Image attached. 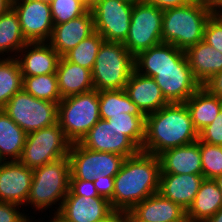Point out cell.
<instances>
[{
    "label": "cell",
    "instance_id": "cell-25",
    "mask_svg": "<svg viewBox=\"0 0 222 222\" xmlns=\"http://www.w3.org/2000/svg\"><path fill=\"white\" fill-rule=\"evenodd\" d=\"M57 80L62 98L85 93L94 88L92 71L61 57L58 63Z\"/></svg>",
    "mask_w": 222,
    "mask_h": 222
},
{
    "label": "cell",
    "instance_id": "cell-28",
    "mask_svg": "<svg viewBox=\"0 0 222 222\" xmlns=\"http://www.w3.org/2000/svg\"><path fill=\"white\" fill-rule=\"evenodd\" d=\"M26 132L0 109V161H19Z\"/></svg>",
    "mask_w": 222,
    "mask_h": 222
},
{
    "label": "cell",
    "instance_id": "cell-23",
    "mask_svg": "<svg viewBox=\"0 0 222 222\" xmlns=\"http://www.w3.org/2000/svg\"><path fill=\"white\" fill-rule=\"evenodd\" d=\"M158 158L160 173L202 174L199 139L192 144L165 150Z\"/></svg>",
    "mask_w": 222,
    "mask_h": 222
},
{
    "label": "cell",
    "instance_id": "cell-14",
    "mask_svg": "<svg viewBox=\"0 0 222 222\" xmlns=\"http://www.w3.org/2000/svg\"><path fill=\"white\" fill-rule=\"evenodd\" d=\"M114 213L103 197L66 195L55 216L62 222H104Z\"/></svg>",
    "mask_w": 222,
    "mask_h": 222
},
{
    "label": "cell",
    "instance_id": "cell-41",
    "mask_svg": "<svg viewBox=\"0 0 222 222\" xmlns=\"http://www.w3.org/2000/svg\"><path fill=\"white\" fill-rule=\"evenodd\" d=\"M93 182L99 196L107 199L112 207V197L114 192V177L110 176L95 177Z\"/></svg>",
    "mask_w": 222,
    "mask_h": 222
},
{
    "label": "cell",
    "instance_id": "cell-15",
    "mask_svg": "<svg viewBox=\"0 0 222 222\" xmlns=\"http://www.w3.org/2000/svg\"><path fill=\"white\" fill-rule=\"evenodd\" d=\"M33 180V169L20 161L0 162V201L24 205Z\"/></svg>",
    "mask_w": 222,
    "mask_h": 222
},
{
    "label": "cell",
    "instance_id": "cell-21",
    "mask_svg": "<svg viewBox=\"0 0 222 222\" xmlns=\"http://www.w3.org/2000/svg\"><path fill=\"white\" fill-rule=\"evenodd\" d=\"M203 180L202 174L160 173L158 193L187 211Z\"/></svg>",
    "mask_w": 222,
    "mask_h": 222
},
{
    "label": "cell",
    "instance_id": "cell-7",
    "mask_svg": "<svg viewBox=\"0 0 222 222\" xmlns=\"http://www.w3.org/2000/svg\"><path fill=\"white\" fill-rule=\"evenodd\" d=\"M71 144L57 122L27 134L19 161L34 169L67 157Z\"/></svg>",
    "mask_w": 222,
    "mask_h": 222
},
{
    "label": "cell",
    "instance_id": "cell-42",
    "mask_svg": "<svg viewBox=\"0 0 222 222\" xmlns=\"http://www.w3.org/2000/svg\"><path fill=\"white\" fill-rule=\"evenodd\" d=\"M201 86L205 88L210 94L222 99V71L211 76Z\"/></svg>",
    "mask_w": 222,
    "mask_h": 222
},
{
    "label": "cell",
    "instance_id": "cell-37",
    "mask_svg": "<svg viewBox=\"0 0 222 222\" xmlns=\"http://www.w3.org/2000/svg\"><path fill=\"white\" fill-rule=\"evenodd\" d=\"M198 139L202 142L222 146V109L216 119L198 133Z\"/></svg>",
    "mask_w": 222,
    "mask_h": 222
},
{
    "label": "cell",
    "instance_id": "cell-50",
    "mask_svg": "<svg viewBox=\"0 0 222 222\" xmlns=\"http://www.w3.org/2000/svg\"><path fill=\"white\" fill-rule=\"evenodd\" d=\"M40 220V222H45V221H42L41 220V218L39 219ZM36 220H31V222H35ZM49 222H62L59 218H57L55 215L54 216H52V218L51 219H49L48 220ZM48 221H46V222H48ZM36 222H39L38 220L36 221Z\"/></svg>",
    "mask_w": 222,
    "mask_h": 222
},
{
    "label": "cell",
    "instance_id": "cell-34",
    "mask_svg": "<svg viewBox=\"0 0 222 222\" xmlns=\"http://www.w3.org/2000/svg\"><path fill=\"white\" fill-rule=\"evenodd\" d=\"M107 121L121 130L122 134L129 137L142 150L145 140L146 116L118 115L110 117Z\"/></svg>",
    "mask_w": 222,
    "mask_h": 222
},
{
    "label": "cell",
    "instance_id": "cell-51",
    "mask_svg": "<svg viewBox=\"0 0 222 222\" xmlns=\"http://www.w3.org/2000/svg\"><path fill=\"white\" fill-rule=\"evenodd\" d=\"M86 5H88L89 7H91L97 0H83Z\"/></svg>",
    "mask_w": 222,
    "mask_h": 222
},
{
    "label": "cell",
    "instance_id": "cell-19",
    "mask_svg": "<svg viewBox=\"0 0 222 222\" xmlns=\"http://www.w3.org/2000/svg\"><path fill=\"white\" fill-rule=\"evenodd\" d=\"M23 77L56 74L61 56L48 42H28L15 57Z\"/></svg>",
    "mask_w": 222,
    "mask_h": 222
},
{
    "label": "cell",
    "instance_id": "cell-44",
    "mask_svg": "<svg viewBox=\"0 0 222 222\" xmlns=\"http://www.w3.org/2000/svg\"><path fill=\"white\" fill-rule=\"evenodd\" d=\"M197 1L211 10H214L216 8H222V0H197Z\"/></svg>",
    "mask_w": 222,
    "mask_h": 222
},
{
    "label": "cell",
    "instance_id": "cell-27",
    "mask_svg": "<svg viewBox=\"0 0 222 222\" xmlns=\"http://www.w3.org/2000/svg\"><path fill=\"white\" fill-rule=\"evenodd\" d=\"M222 207V192L214 179L202 181L193 203L186 211V218L192 222H203Z\"/></svg>",
    "mask_w": 222,
    "mask_h": 222
},
{
    "label": "cell",
    "instance_id": "cell-43",
    "mask_svg": "<svg viewBox=\"0 0 222 222\" xmlns=\"http://www.w3.org/2000/svg\"><path fill=\"white\" fill-rule=\"evenodd\" d=\"M147 4L156 6L160 10H167L170 8L180 7L184 5H190L196 0H142Z\"/></svg>",
    "mask_w": 222,
    "mask_h": 222
},
{
    "label": "cell",
    "instance_id": "cell-47",
    "mask_svg": "<svg viewBox=\"0 0 222 222\" xmlns=\"http://www.w3.org/2000/svg\"><path fill=\"white\" fill-rule=\"evenodd\" d=\"M203 222H222V207L213 216Z\"/></svg>",
    "mask_w": 222,
    "mask_h": 222
},
{
    "label": "cell",
    "instance_id": "cell-11",
    "mask_svg": "<svg viewBox=\"0 0 222 222\" xmlns=\"http://www.w3.org/2000/svg\"><path fill=\"white\" fill-rule=\"evenodd\" d=\"M134 3L97 0L91 7L94 29L105 41L123 43L129 33Z\"/></svg>",
    "mask_w": 222,
    "mask_h": 222
},
{
    "label": "cell",
    "instance_id": "cell-13",
    "mask_svg": "<svg viewBox=\"0 0 222 222\" xmlns=\"http://www.w3.org/2000/svg\"><path fill=\"white\" fill-rule=\"evenodd\" d=\"M80 144L90 150L110 152L125 158L136 155L141 149L112 123L100 119L92 127Z\"/></svg>",
    "mask_w": 222,
    "mask_h": 222
},
{
    "label": "cell",
    "instance_id": "cell-49",
    "mask_svg": "<svg viewBox=\"0 0 222 222\" xmlns=\"http://www.w3.org/2000/svg\"><path fill=\"white\" fill-rule=\"evenodd\" d=\"M214 181L216 182L217 187L219 188V190L222 192V175H219V176L215 177Z\"/></svg>",
    "mask_w": 222,
    "mask_h": 222
},
{
    "label": "cell",
    "instance_id": "cell-12",
    "mask_svg": "<svg viewBox=\"0 0 222 222\" xmlns=\"http://www.w3.org/2000/svg\"><path fill=\"white\" fill-rule=\"evenodd\" d=\"M21 31L28 42H47L54 27L50 3L44 0H12Z\"/></svg>",
    "mask_w": 222,
    "mask_h": 222
},
{
    "label": "cell",
    "instance_id": "cell-26",
    "mask_svg": "<svg viewBox=\"0 0 222 222\" xmlns=\"http://www.w3.org/2000/svg\"><path fill=\"white\" fill-rule=\"evenodd\" d=\"M193 126L199 133L211 124L222 109V99L210 94L202 86L185 102Z\"/></svg>",
    "mask_w": 222,
    "mask_h": 222
},
{
    "label": "cell",
    "instance_id": "cell-3",
    "mask_svg": "<svg viewBox=\"0 0 222 222\" xmlns=\"http://www.w3.org/2000/svg\"><path fill=\"white\" fill-rule=\"evenodd\" d=\"M211 16L212 10L197 0L190 5L164 10L162 43L186 51L203 40L204 29Z\"/></svg>",
    "mask_w": 222,
    "mask_h": 222
},
{
    "label": "cell",
    "instance_id": "cell-38",
    "mask_svg": "<svg viewBox=\"0 0 222 222\" xmlns=\"http://www.w3.org/2000/svg\"><path fill=\"white\" fill-rule=\"evenodd\" d=\"M203 40L222 53V25L213 16L207 21Z\"/></svg>",
    "mask_w": 222,
    "mask_h": 222
},
{
    "label": "cell",
    "instance_id": "cell-6",
    "mask_svg": "<svg viewBox=\"0 0 222 222\" xmlns=\"http://www.w3.org/2000/svg\"><path fill=\"white\" fill-rule=\"evenodd\" d=\"M100 119L96 89L62 98L58 103L57 122L72 144L80 143Z\"/></svg>",
    "mask_w": 222,
    "mask_h": 222
},
{
    "label": "cell",
    "instance_id": "cell-18",
    "mask_svg": "<svg viewBox=\"0 0 222 222\" xmlns=\"http://www.w3.org/2000/svg\"><path fill=\"white\" fill-rule=\"evenodd\" d=\"M135 71L151 77L157 76V71L165 67H190L184 50L172 44L161 43L139 52L134 56Z\"/></svg>",
    "mask_w": 222,
    "mask_h": 222
},
{
    "label": "cell",
    "instance_id": "cell-1",
    "mask_svg": "<svg viewBox=\"0 0 222 222\" xmlns=\"http://www.w3.org/2000/svg\"><path fill=\"white\" fill-rule=\"evenodd\" d=\"M160 160L140 151L127 157L114 177L112 209L128 213L137 203L159 190Z\"/></svg>",
    "mask_w": 222,
    "mask_h": 222
},
{
    "label": "cell",
    "instance_id": "cell-5",
    "mask_svg": "<svg viewBox=\"0 0 222 222\" xmlns=\"http://www.w3.org/2000/svg\"><path fill=\"white\" fill-rule=\"evenodd\" d=\"M135 70L134 56L121 42L103 41L92 69L97 91L121 90Z\"/></svg>",
    "mask_w": 222,
    "mask_h": 222
},
{
    "label": "cell",
    "instance_id": "cell-52",
    "mask_svg": "<svg viewBox=\"0 0 222 222\" xmlns=\"http://www.w3.org/2000/svg\"><path fill=\"white\" fill-rule=\"evenodd\" d=\"M125 2H128V3H135V2H139L141 0H123Z\"/></svg>",
    "mask_w": 222,
    "mask_h": 222
},
{
    "label": "cell",
    "instance_id": "cell-35",
    "mask_svg": "<svg viewBox=\"0 0 222 222\" xmlns=\"http://www.w3.org/2000/svg\"><path fill=\"white\" fill-rule=\"evenodd\" d=\"M49 3L54 25L80 17L90 9L83 0H50Z\"/></svg>",
    "mask_w": 222,
    "mask_h": 222
},
{
    "label": "cell",
    "instance_id": "cell-4",
    "mask_svg": "<svg viewBox=\"0 0 222 222\" xmlns=\"http://www.w3.org/2000/svg\"><path fill=\"white\" fill-rule=\"evenodd\" d=\"M69 158L64 157L57 161L45 164L33 169V180L26 206L33 205L34 211L43 213L53 205L56 215L62 205V201L69 192L70 184ZM59 202V203H57Z\"/></svg>",
    "mask_w": 222,
    "mask_h": 222
},
{
    "label": "cell",
    "instance_id": "cell-24",
    "mask_svg": "<svg viewBox=\"0 0 222 222\" xmlns=\"http://www.w3.org/2000/svg\"><path fill=\"white\" fill-rule=\"evenodd\" d=\"M185 53L192 74L201 85L222 71V53L204 40L189 47Z\"/></svg>",
    "mask_w": 222,
    "mask_h": 222
},
{
    "label": "cell",
    "instance_id": "cell-20",
    "mask_svg": "<svg viewBox=\"0 0 222 222\" xmlns=\"http://www.w3.org/2000/svg\"><path fill=\"white\" fill-rule=\"evenodd\" d=\"M94 32V18L91 9H89L80 17L54 25L47 42L63 57Z\"/></svg>",
    "mask_w": 222,
    "mask_h": 222
},
{
    "label": "cell",
    "instance_id": "cell-22",
    "mask_svg": "<svg viewBox=\"0 0 222 222\" xmlns=\"http://www.w3.org/2000/svg\"><path fill=\"white\" fill-rule=\"evenodd\" d=\"M125 91L145 116L169 104L156 81L135 70L125 86Z\"/></svg>",
    "mask_w": 222,
    "mask_h": 222
},
{
    "label": "cell",
    "instance_id": "cell-33",
    "mask_svg": "<svg viewBox=\"0 0 222 222\" xmlns=\"http://www.w3.org/2000/svg\"><path fill=\"white\" fill-rule=\"evenodd\" d=\"M103 41L104 39L95 31L88 38L82 40L74 49L67 52L63 57L69 62L92 71Z\"/></svg>",
    "mask_w": 222,
    "mask_h": 222
},
{
    "label": "cell",
    "instance_id": "cell-10",
    "mask_svg": "<svg viewBox=\"0 0 222 222\" xmlns=\"http://www.w3.org/2000/svg\"><path fill=\"white\" fill-rule=\"evenodd\" d=\"M68 158L70 179L85 181L94 180L95 177H115L126 159L115 153L87 149L80 143L71 144Z\"/></svg>",
    "mask_w": 222,
    "mask_h": 222
},
{
    "label": "cell",
    "instance_id": "cell-9",
    "mask_svg": "<svg viewBox=\"0 0 222 222\" xmlns=\"http://www.w3.org/2000/svg\"><path fill=\"white\" fill-rule=\"evenodd\" d=\"M163 10L144 1L133 5L129 33L123 42L136 56L139 52L162 43Z\"/></svg>",
    "mask_w": 222,
    "mask_h": 222
},
{
    "label": "cell",
    "instance_id": "cell-46",
    "mask_svg": "<svg viewBox=\"0 0 222 222\" xmlns=\"http://www.w3.org/2000/svg\"><path fill=\"white\" fill-rule=\"evenodd\" d=\"M12 7V0H0V15L6 13Z\"/></svg>",
    "mask_w": 222,
    "mask_h": 222
},
{
    "label": "cell",
    "instance_id": "cell-40",
    "mask_svg": "<svg viewBox=\"0 0 222 222\" xmlns=\"http://www.w3.org/2000/svg\"><path fill=\"white\" fill-rule=\"evenodd\" d=\"M67 195H79L86 197H99L93 180L70 179L69 192Z\"/></svg>",
    "mask_w": 222,
    "mask_h": 222
},
{
    "label": "cell",
    "instance_id": "cell-32",
    "mask_svg": "<svg viewBox=\"0 0 222 222\" xmlns=\"http://www.w3.org/2000/svg\"><path fill=\"white\" fill-rule=\"evenodd\" d=\"M23 90L37 99L53 103L62 100L56 74L23 77Z\"/></svg>",
    "mask_w": 222,
    "mask_h": 222
},
{
    "label": "cell",
    "instance_id": "cell-2",
    "mask_svg": "<svg viewBox=\"0 0 222 222\" xmlns=\"http://www.w3.org/2000/svg\"><path fill=\"white\" fill-rule=\"evenodd\" d=\"M198 140L185 103H169L146 116L143 152L158 156L165 150L192 144Z\"/></svg>",
    "mask_w": 222,
    "mask_h": 222
},
{
    "label": "cell",
    "instance_id": "cell-36",
    "mask_svg": "<svg viewBox=\"0 0 222 222\" xmlns=\"http://www.w3.org/2000/svg\"><path fill=\"white\" fill-rule=\"evenodd\" d=\"M202 175L214 179L222 175V146L200 141Z\"/></svg>",
    "mask_w": 222,
    "mask_h": 222
},
{
    "label": "cell",
    "instance_id": "cell-17",
    "mask_svg": "<svg viewBox=\"0 0 222 222\" xmlns=\"http://www.w3.org/2000/svg\"><path fill=\"white\" fill-rule=\"evenodd\" d=\"M186 210L158 192L137 203L128 213L127 222H184Z\"/></svg>",
    "mask_w": 222,
    "mask_h": 222
},
{
    "label": "cell",
    "instance_id": "cell-39",
    "mask_svg": "<svg viewBox=\"0 0 222 222\" xmlns=\"http://www.w3.org/2000/svg\"><path fill=\"white\" fill-rule=\"evenodd\" d=\"M23 206L0 201V222H31V216L20 211Z\"/></svg>",
    "mask_w": 222,
    "mask_h": 222
},
{
    "label": "cell",
    "instance_id": "cell-31",
    "mask_svg": "<svg viewBox=\"0 0 222 222\" xmlns=\"http://www.w3.org/2000/svg\"><path fill=\"white\" fill-rule=\"evenodd\" d=\"M23 90V75L15 57L0 58V109L19 91Z\"/></svg>",
    "mask_w": 222,
    "mask_h": 222
},
{
    "label": "cell",
    "instance_id": "cell-45",
    "mask_svg": "<svg viewBox=\"0 0 222 222\" xmlns=\"http://www.w3.org/2000/svg\"><path fill=\"white\" fill-rule=\"evenodd\" d=\"M104 222H127V213L115 212L111 217H109Z\"/></svg>",
    "mask_w": 222,
    "mask_h": 222
},
{
    "label": "cell",
    "instance_id": "cell-8",
    "mask_svg": "<svg viewBox=\"0 0 222 222\" xmlns=\"http://www.w3.org/2000/svg\"><path fill=\"white\" fill-rule=\"evenodd\" d=\"M26 134L57 123L58 103L17 92L2 109Z\"/></svg>",
    "mask_w": 222,
    "mask_h": 222
},
{
    "label": "cell",
    "instance_id": "cell-48",
    "mask_svg": "<svg viewBox=\"0 0 222 222\" xmlns=\"http://www.w3.org/2000/svg\"><path fill=\"white\" fill-rule=\"evenodd\" d=\"M212 16L222 25V8L212 10Z\"/></svg>",
    "mask_w": 222,
    "mask_h": 222
},
{
    "label": "cell",
    "instance_id": "cell-30",
    "mask_svg": "<svg viewBox=\"0 0 222 222\" xmlns=\"http://www.w3.org/2000/svg\"><path fill=\"white\" fill-rule=\"evenodd\" d=\"M100 118L107 120L118 115L145 116L130 100L125 89L98 91Z\"/></svg>",
    "mask_w": 222,
    "mask_h": 222
},
{
    "label": "cell",
    "instance_id": "cell-16",
    "mask_svg": "<svg viewBox=\"0 0 222 222\" xmlns=\"http://www.w3.org/2000/svg\"><path fill=\"white\" fill-rule=\"evenodd\" d=\"M153 79L169 103H185L200 87L190 67H165Z\"/></svg>",
    "mask_w": 222,
    "mask_h": 222
},
{
    "label": "cell",
    "instance_id": "cell-29",
    "mask_svg": "<svg viewBox=\"0 0 222 222\" xmlns=\"http://www.w3.org/2000/svg\"><path fill=\"white\" fill-rule=\"evenodd\" d=\"M27 43L21 31L18 14L11 7L6 13L0 15V55L5 56V53H8L6 54L8 58L16 57ZM11 52L15 55H10Z\"/></svg>",
    "mask_w": 222,
    "mask_h": 222
}]
</instances>
